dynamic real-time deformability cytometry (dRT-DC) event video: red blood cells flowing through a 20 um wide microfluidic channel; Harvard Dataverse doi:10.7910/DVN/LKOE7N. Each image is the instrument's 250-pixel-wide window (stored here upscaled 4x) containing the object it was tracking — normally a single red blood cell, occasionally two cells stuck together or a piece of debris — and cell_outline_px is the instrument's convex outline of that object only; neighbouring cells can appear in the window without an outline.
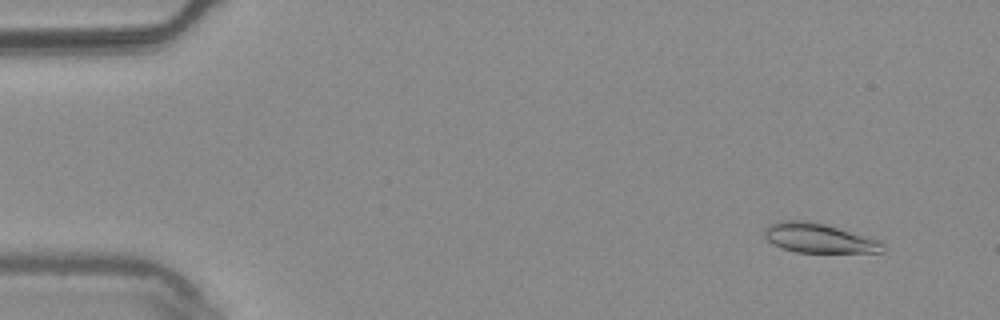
{"species": "common noctule bat (a hibernating species)", "species_latin": "Nyctalus noctula", "temperature_condition": "warm", "stored_images_in_passage": 5, "camera_frame_rate_fps": 3000, "um_per_image_px": 0.085, "animal": {"sex": "male", "body_mass_g": 20.4}, "frame": {"image": 1, "passage_image": 2, "time_ms": 0.333, "image_size_px": [1000, 320], "cell_outline_px": [[884, 252], [796, 252], [780, 248], [768, 240], [764, 236], [764, 228], [768, 224], [780, 220], [804, 220], [824, 224], [872, 236], [880, 240], [884, 244]], "centroid_in_image_um": [69.62, 20.23], "position_along_channel_um": 15.4, "area_um2": 20.63}}
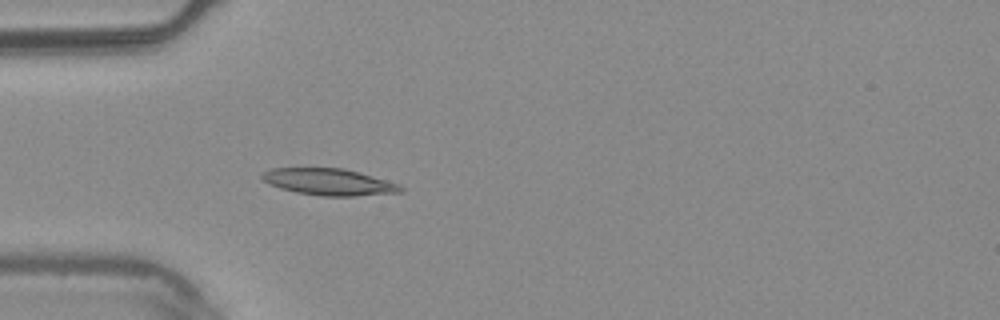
{"frame": {"image": 2, "passage_image": 5, "time_ms": 1.333, "image_size_px": [1000, 320], "cell_outline_px": [[404, 192], [356, 196], [324, 196], [296, 192], [280, 188], [268, 184], [260, 176], [264, 172], [272, 168], [344, 168], [400, 184], [404, 188]], "centroid_in_image_um": [27.98, 15.47], "position_along_channel_um": 57.0, "area_um2": 21.5}}